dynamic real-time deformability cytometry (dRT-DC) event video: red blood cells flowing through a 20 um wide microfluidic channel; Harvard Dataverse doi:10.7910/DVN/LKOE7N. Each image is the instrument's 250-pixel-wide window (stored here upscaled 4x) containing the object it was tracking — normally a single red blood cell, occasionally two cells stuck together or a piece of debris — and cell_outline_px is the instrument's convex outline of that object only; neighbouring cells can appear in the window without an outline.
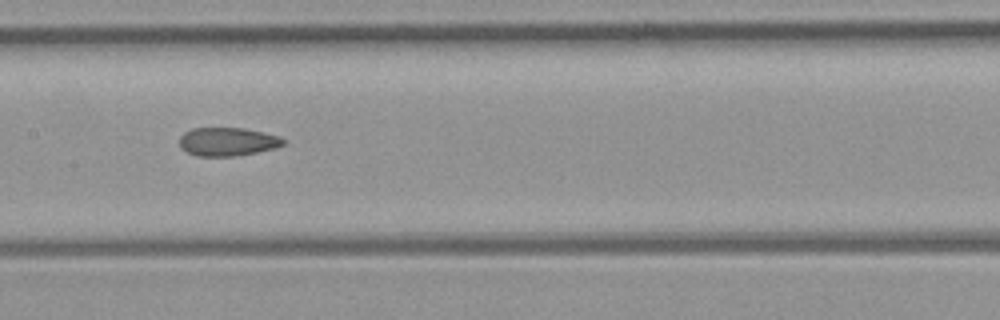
{"species": "common noctule bat (a hibernating species)", "species_latin": "Nyctalus noctula", "temperature_condition": "room temperature", "stored_images_in_passage": 9, "camera_frame_rate_fps": 3000, "um_per_image_px": 0.085, "animal": {"sex": "female", "body_mass_g": 21.9}, "frame": {"image": 1, "passage_image": 6, "time_ms": 5.667, "image_size_px": [1000, 320], "cell_outline_px": [[284, 144], [276, 148], [236, 156], [196, 156], [180, 148], [180, 136], [184, 132], [192, 128], [244, 128], [264, 132], [280, 136], [284, 140]], "centroid_in_image_um": [19.34, 12.04], "position_along_channel_um": 188.1, "area_um2": 17.28}}
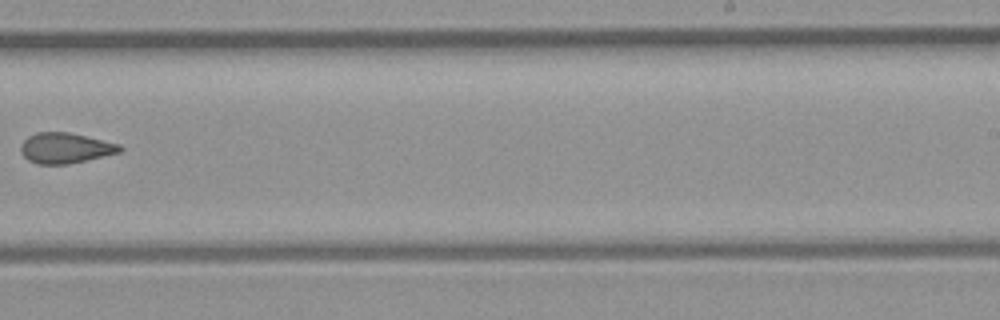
{"frame": {"image": 2, "passage_image": 8, "time_ms": 8.0, "image_size_px": [1000, 320], "cell_outline_px": [[124, 148], [120, 152], [68, 164], [36, 164], [28, 160], [20, 152], [20, 144], [28, 136], [36, 132], [68, 132], [120, 144]], "centroid_in_image_um": [5.52, 12.58], "position_along_channel_um": 283.5, "area_um2": 17.57}}
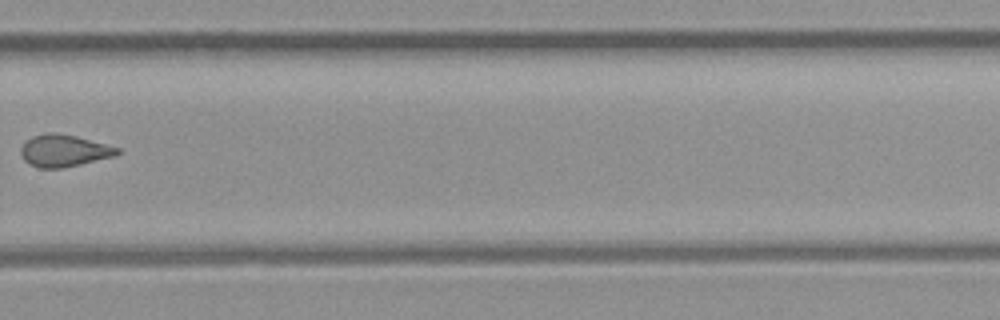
{"frame": {"image": 3, "passage_image": 9, "time_ms": 9.0, "image_size_px": [1000, 320], "cell_outline_px": [[120, 152], [116, 156], [64, 168], [40, 168], [28, 164], [24, 160], [20, 152], [20, 148], [32, 136], [48, 132], [56, 132], [76, 136], [120, 148]], "centroid_in_image_um": [5.44, 12.81], "position_along_channel_um": 324.4, "area_um2": 18.09}}